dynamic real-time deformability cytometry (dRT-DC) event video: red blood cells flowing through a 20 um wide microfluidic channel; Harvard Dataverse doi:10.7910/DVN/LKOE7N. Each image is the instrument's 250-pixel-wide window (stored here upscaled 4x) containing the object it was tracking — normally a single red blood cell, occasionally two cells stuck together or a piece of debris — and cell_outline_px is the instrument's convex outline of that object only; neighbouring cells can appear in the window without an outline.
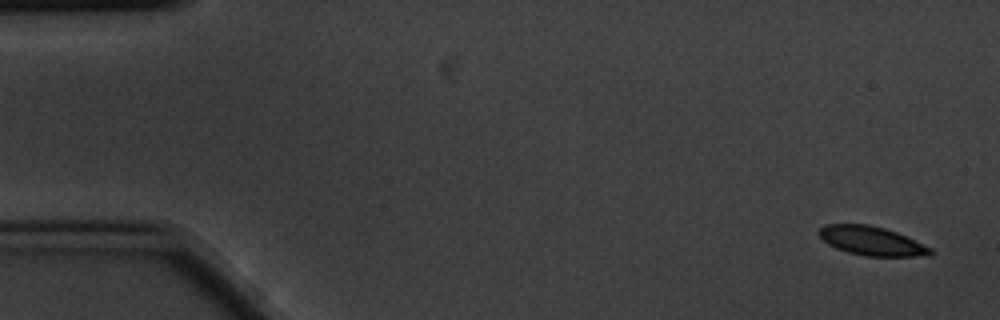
{"species": "common noctule bat (a hibernating species)", "species_latin": "Nyctalus noctula", "temperature_condition": "cold", "stored_images_in_passage": 5, "camera_frame_rate_fps": 3000, "um_per_image_px": 0.085, "animal": {"sex": "male", "body_mass_g": 20.1, "forearm_length_mm": 53.5}, "frame": {"image": 1, "passage_image": 1, "time_ms": 0.0, "image_size_px": [1000, 320], "cell_outline_px": [[936, 252], [932, 256], [864, 256], [848, 252], [836, 248], [828, 244], [820, 236], [820, 228], [824, 224], [868, 224], [884, 228], [896, 232], [932, 248]], "centroid_in_image_um": [74.13, 20.49], "position_along_channel_um": 10.9, "area_um2": 18.79}}
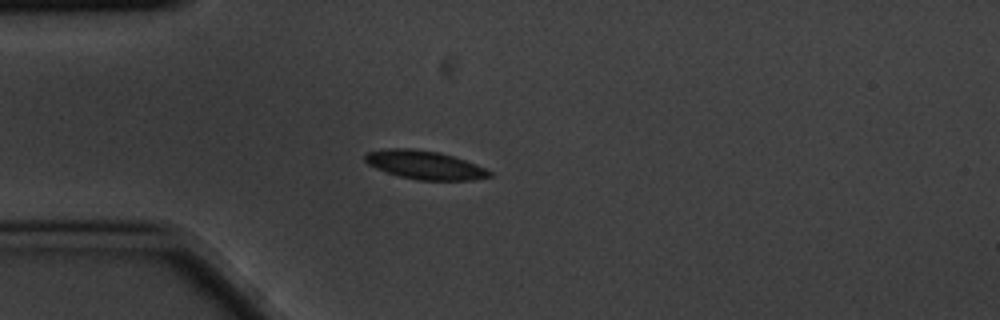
{"frame": {"image": 2, "passage_image": 5, "time_ms": 1.333, "image_size_px": [1000, 320], "cell_outline_px": [[492, 176], [472, 180], [416, 180], [400, 176], [376, 168], [368, 164], [364, 160], [364, 156], [368, 152], [388, 148], [408, 148], [440, 152], [476, 164], [492, 172]], "centroid_in_image_um": [36.1, 14.02], "position_along_channel_um": 48.9, "area_um2": 20.52}}